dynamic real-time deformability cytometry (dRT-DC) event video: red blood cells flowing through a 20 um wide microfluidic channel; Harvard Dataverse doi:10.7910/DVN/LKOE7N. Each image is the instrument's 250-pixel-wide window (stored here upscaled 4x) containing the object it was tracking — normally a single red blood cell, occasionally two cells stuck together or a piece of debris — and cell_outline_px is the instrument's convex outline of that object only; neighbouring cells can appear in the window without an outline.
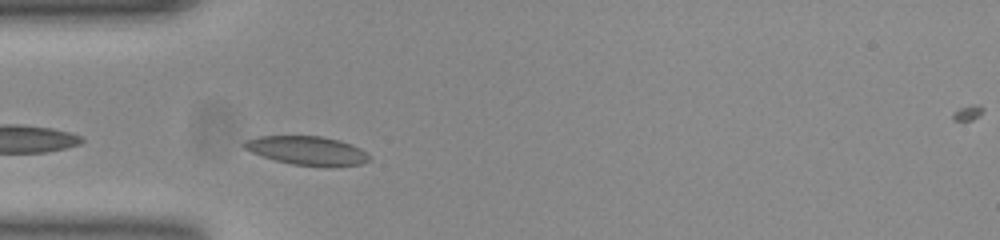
{"species": "common noctule bat (a hibernating species)", "species_latin": "Nyctalus noctula", "temperature_condition": "room temperature", "stored_images_in_passage": 35, "camera_frame_rate_fps": 3000, "um_per_image_px": 0.085, "animal": {"sex": "female", "body_mass_g": 23.0, "forearm_length_mm": 53.4}, "frame": {"image": 1, "passage_image": 2, "time_ms": 0.333, "image_size_px": [1000, 240], "cell_outline_px": [[368, 160], [360, 164], [328, 168], [324, 168], [292, 164], [276, 160], [252, 152], [244, 148], [240, 144], [244, 140], [260, 136], [320, 136], [336, 140], [360, 148], [368, 156]], "centroid_in_image_um": [26.06, 12.82], "position_along_channel_um": 58.9, "area_um2": 20.92}}
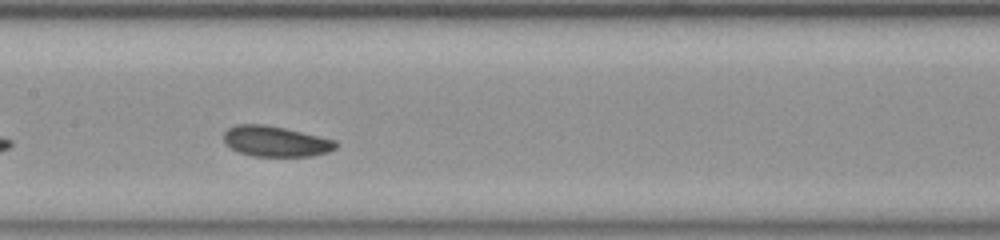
{"frame": {"image": 2, "passage_image": 12, "time_ms": 3.667, "image_size_px": [1000, 240], "cell_outline_px": [[336, 148], [328, 152], [312, 156], [252, 156], [240, 152], [232, 148], [224, 140], [224, 132], [228, 128], [236, 124], [260, 124], [284, 128], [336, 140]], "centroid_in_image_um": [23.43, 12.01], "position_along_channel_um": 184.0, "area_um2": 19.71}}
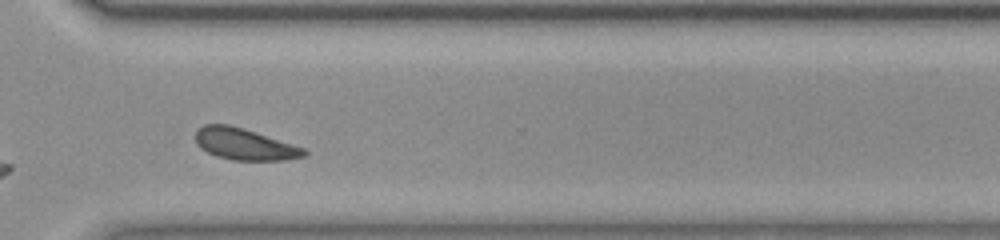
{"frame": {"image": 3, "passage_image": 25, "time_ms": 8.0, "image_size_px": [1000, 240], "cell_outline_px": [[308, 152], [304, 156], [288, 160], [232, 160], [216, 156], [200, 148], [196, 140], [196, 132], [204, 124], [228, 124], [304, 148]], "centroid_in_image_um": [20.77, 12.27], "position_along_channel_um": 349.8, "area_um2": 19.54}, "authors_computed_cell_mechanics": {"area_um2": 19.652, "velocity_mm_per_s": 3.826, "shape_relaxation_time_tau1_ms": 2.6259, "shape_relaxation_time_tau2_ms": 2.9184, "deformation_change_tau1": 0.0644, "deformation_change_tau2": 0.084}}